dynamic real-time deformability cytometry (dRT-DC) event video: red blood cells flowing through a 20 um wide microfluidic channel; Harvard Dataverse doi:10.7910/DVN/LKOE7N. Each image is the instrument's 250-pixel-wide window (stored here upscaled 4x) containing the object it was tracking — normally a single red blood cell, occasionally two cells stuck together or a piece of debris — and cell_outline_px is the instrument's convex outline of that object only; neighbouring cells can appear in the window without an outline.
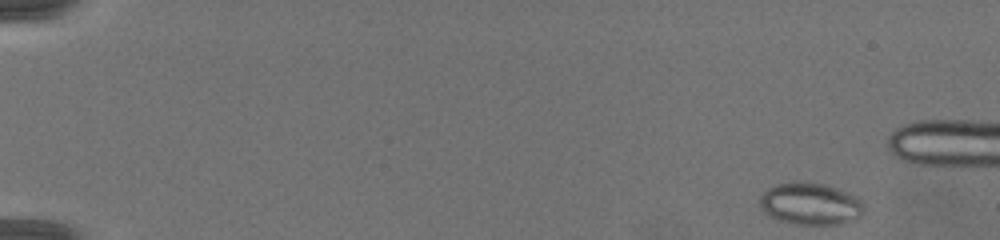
{"species": "common noctule bat (a hibernating species)", "species_latin": "Nyctalus noctula", "temperature_condition": "warm", "stored_images_in_passage": 21, "camera_frame_rate_fps": 3000, "um_per_image_px": 0.085, "animal": {"sex": "female", "body_mass_g": 19.5, "forearm_length_mm": 54.1}, "frame": {"image": 1, "passage_image": 1, "time_ms": 0.0, "image_size_px": [1000, 240], "cell_outline_px": [[864, 212], [856, 220], [840, 224], [796, 224], [780, 220], [768, 216], [764, 212], [760, 204], [760, 196], [768, 188], [776, 184], [796, 180], [824, 184], [848, 192], [860, 200], [864, 204]], "centroid_in_image_um": [68.89, 17.31], "position_along_channel_um": 16.1, "area_um2": 25.72}}